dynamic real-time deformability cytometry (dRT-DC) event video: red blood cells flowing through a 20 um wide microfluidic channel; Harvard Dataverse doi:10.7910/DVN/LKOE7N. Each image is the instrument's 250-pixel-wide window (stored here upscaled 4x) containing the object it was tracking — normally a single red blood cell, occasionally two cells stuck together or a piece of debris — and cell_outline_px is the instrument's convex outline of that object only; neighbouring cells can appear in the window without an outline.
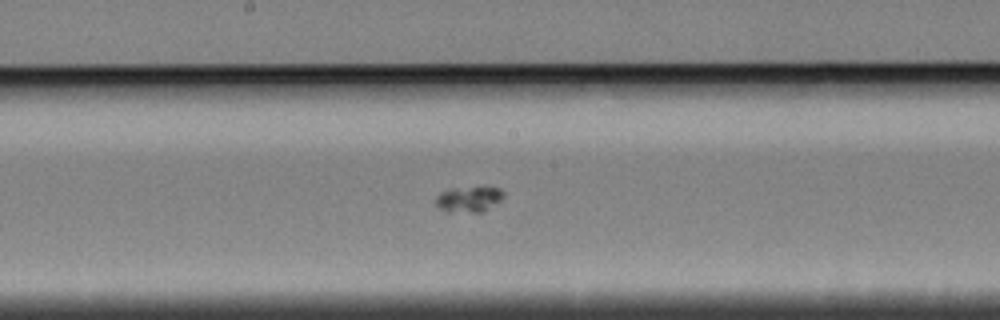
{"species": "Egyptian fruit bat (a non-hibernating species)", "species_latin": "Rousettus aegyptiacus", "temperature_condition": "cold", "stored_images_in_passage": 59, "camera_frame_rate_fps": 3000, "um_per_image_px": 0.085, "animal": {"sex": "female"}, "frame": {"image": 1, "passage_image": 31, "time_ms": 10.0, "image_size_px": [1000, 320], "cell_outline_px": [[504, 196], [500, 200], [484, 212], [444, 212], [436, 204], [436, 196], [440, 192], [448, 188], [500, 188], [504, 192]], "centroid_in_image_um": [39.82, 16.95], "position_along_channel_um": 208.4, "area_um2": 10.12}}
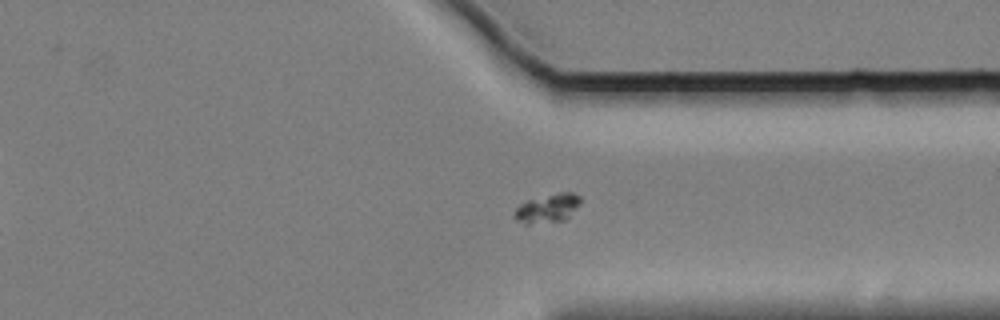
{"frame": {"image": 2, "passage_image": 45, "time_ms": 14.667, "image_size_px": [1000, 320], "cell_outline_px": [[580, 204], [564, 220], [528, 224], [516, 220], [516, 208], [520, 204], [528, 200], [560, 192], [572, 192], [580, 196]], "centroid_in_image_um": [46.57, 17.69], "position_along_channel_um": 364.8, "area_um2": 10.69}}
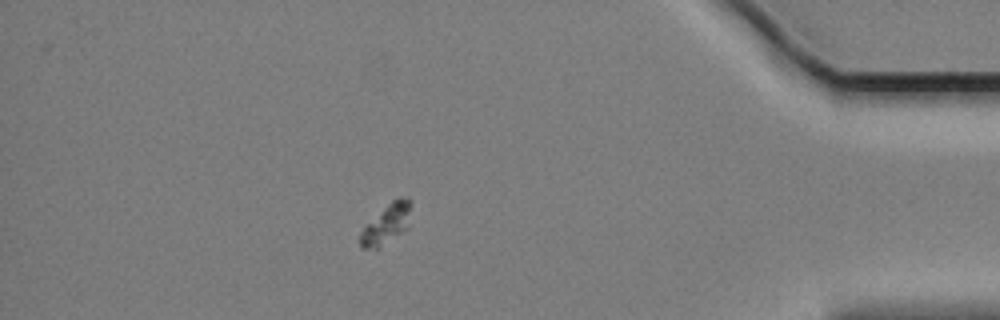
{"frame": {"image": 3, "passage_image": 52, "time_ms": 17.0, "image_size_px": [1000, 320], "cell_outline_px": [[412, 200], [408, 228], [380, 248], [360, 248], [360, 232], [392, 200], [400, 196], [408, 196]], "centroid_in_image_um": [32.91, 19.02], "position_along_channel_um": 402.3, "area_um2": 11.73}}